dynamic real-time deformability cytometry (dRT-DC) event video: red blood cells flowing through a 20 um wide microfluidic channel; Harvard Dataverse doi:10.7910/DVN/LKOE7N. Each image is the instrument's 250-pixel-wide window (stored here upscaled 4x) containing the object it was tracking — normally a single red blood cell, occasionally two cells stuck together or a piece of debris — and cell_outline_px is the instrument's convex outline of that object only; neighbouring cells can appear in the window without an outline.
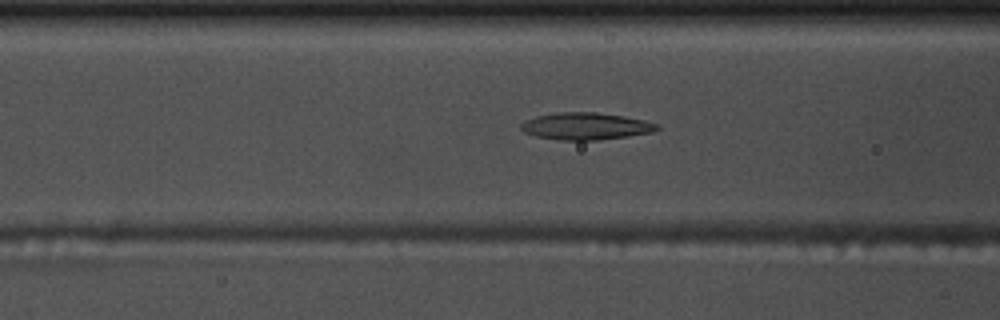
{"species": "common noctule bat (a hibernating species)", "species_latin": "Nyctalus noctula", "temperature_condition": "warm", "stored_images_in_passage": 35, "camera_frame_rate_fps": 3000, "um_per_image_px": 0.085, "animal": {"sex": "male", "body_mass_g": 17.5, "forearm_length_mm": 52.3}, "frame": {"image": 1, "passage_image": 13, "time_ms": 4.0, "image_size_px": [1000, 320], "cell_outline_px": [[660, 128], [652, 132], [628, 136], [596, 140], [560, 140], [536, 136], [524, 132], [520, 128], [520, 124], [524, 120], [536, 116], [556, 112], [596, 112], [624, 116], [644, 120], [660, 124]], "centroid_in_image_um": [49.78, 10.72], "position_along_channel_um": 116.8, "area_um2": 21.56}}
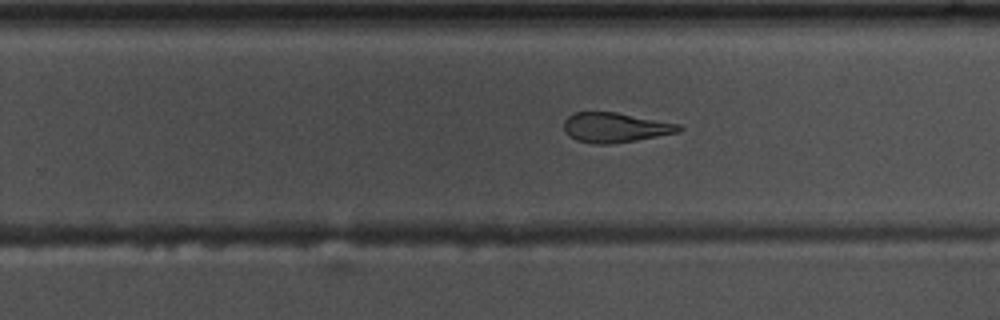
{"frame": {"image": 2, "passage_image": 26, "time_ms": 8.333, "image_size_px": [1000, 320], "cell_outline_px": [[684, 128], [680, 132], [636, 140], [608, 144], [592, 144], [576, 140], [568, 136], [564, 132], [564, 120], [568, 116], [576, 112], [616, 112], [680, 124]], "centroid_in_image_um": [52.28, 10.84], "position_along_channel_um": 277.5, "area_um2": 20.06}}
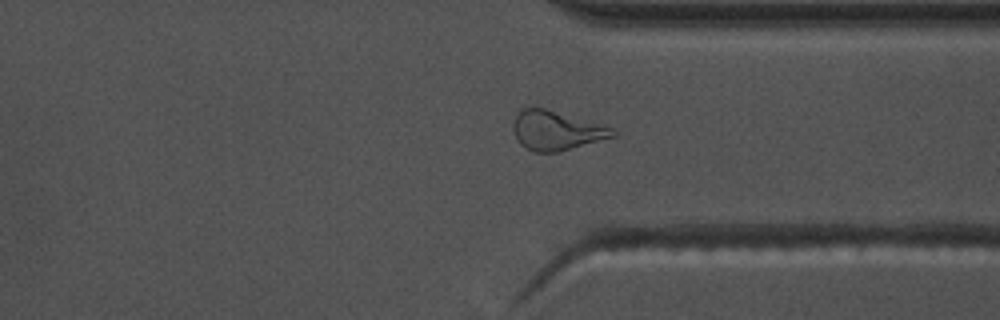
{"frame": {"image": 3, "passage_image": 33, "time_ms": 10.667, "image_size_px": [1000, 320], "cell_outline_px": [[620, 132], [616, 136], [556, 152], [532, 152], [520, 144], [516, 140], [512, 128], [512, 124], [516, 116], [524, 108], [544, 108], [616, 128]], "centroid_in_image_um": [47.31, 11.1], "position_along_channel_um": 364.1, "area_um2": 22.77}}